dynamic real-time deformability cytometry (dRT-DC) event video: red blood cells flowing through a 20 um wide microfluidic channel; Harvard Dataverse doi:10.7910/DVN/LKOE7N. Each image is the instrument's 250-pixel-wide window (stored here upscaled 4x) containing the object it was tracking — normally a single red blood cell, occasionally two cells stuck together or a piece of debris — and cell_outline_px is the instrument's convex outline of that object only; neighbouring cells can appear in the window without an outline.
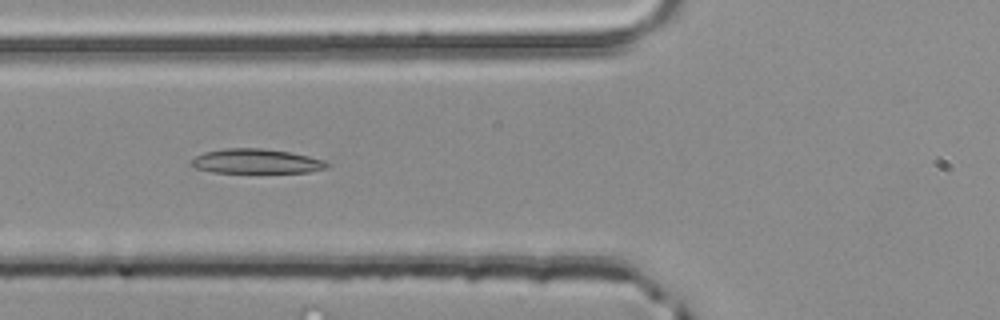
{"species": "common noctule bat (a hibernating species)", "species_latin": "Nyctalus noctula", "temperature_condition": "room temperature", "stored_images_in_passage": 51, "camera_frame_rate_fps": 3000, "um_per_image_px": 0.085, "animal": {"sex": "male", "body_mass_g": 20.4}, "frame": {"image": 1, "passage_image": 19, "time_ms": 6.0, "image_size_px": [1000, 320], "cell_outline_px": [[332, 164], [328, 168], [308, 172], [212, 172], [196, 168], [188, 164], [188, 160], [204, 152], [224, 148], [260, 148], [292, 152], [324, 160]], "centroid_in_image_um": [21.77, 13.7], "position_along_channel_um": 104.0, "area_um2": 19.59}}
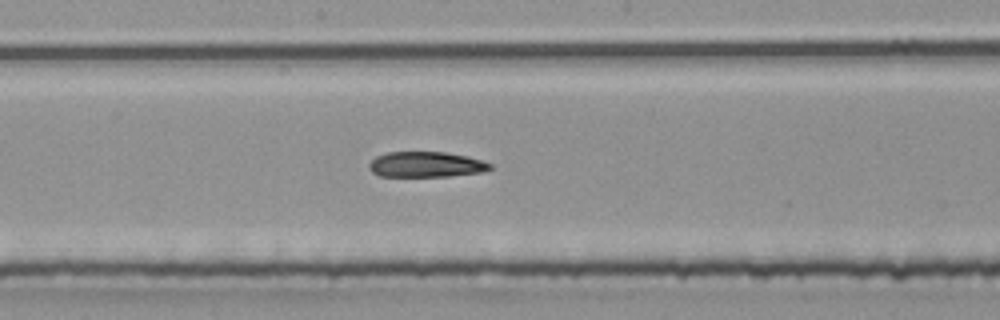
{"frame": {"image": 2, "passage_image": 27, "time_ms": 8.667, "image_size_px": [1000, 320], "cell_outline_px": [[492, 168], [480, 172], [448, 176], [380, 176], [372, 172], [368, 168], [368, 164], [376, 156], [388, 152], [448, 152], [468, 156], [492, 164]], "centroid_in_image_um": [36.19, 13.97], "position_along_channel_um": 212.0, "area_um2": 17.92}}
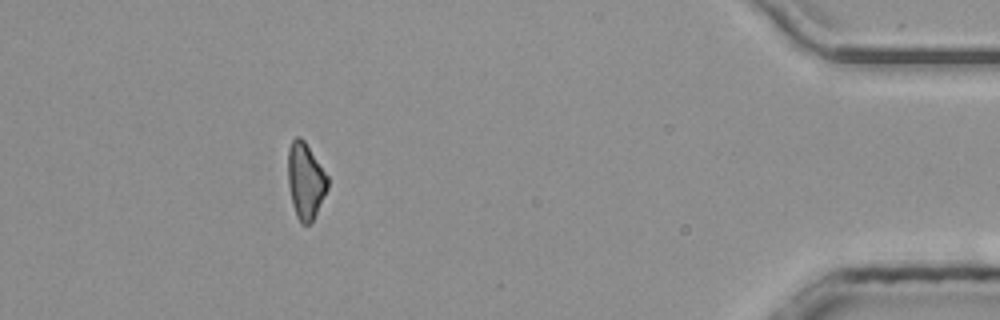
{"frame": {"image": 3, "passage_image": 46, "time_ms": 15.0, "image_size_px": [1000, 320], "cell_outline_px": [[328, 188], [312, 224], [300, 224], [296, 216], [292, 204], [288, 184], [288, 148], [292, 140], [296, 136], [300, 136], [304, 140], [328, 176]], "centroid_in_image_um": [25.96, 15.39], "position_along_channel_um": 409.2, "area_um2": 17.8}}